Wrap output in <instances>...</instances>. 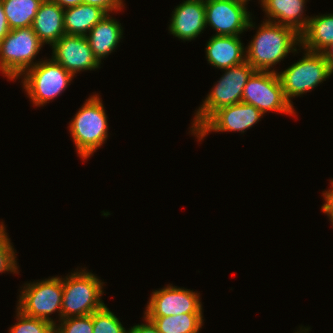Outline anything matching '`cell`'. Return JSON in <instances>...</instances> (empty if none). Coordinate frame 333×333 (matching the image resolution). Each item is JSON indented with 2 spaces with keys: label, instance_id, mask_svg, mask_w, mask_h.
<instances>
[{
  "label": "cell",
  "instance_id": "cell-28",
  "mask_svg": "<svg viewBox=\"0 0 333 333\" xmlns=\"http://www.w3.org/2000/svg\"><path fill=\"white\" fill-rule=\"evenodd\" d=\"M145 324H137L131 329H129V333H160L156 327V325L151 321L147 316L144 315Z\"/></svg>",
  "mask_w": 333,
  "mask_h": 333
},
{
  "label": "cell",
  "instance_id": "cell-4",
  "mask_svg": "<svg viewBox=\"0 0 333 333\" xmlns=\"http://www.w3.org/2000/svg\"><path fill=\"white\" fill-rule=\"evenodd\" d=\"M223 71L224 75L214 84L195 113L192 129L190 128L192 134L219 108L242 102L243 89L255 69L245 61Z\"/></svg>",
  "mask_w": 333,
  "mask_h": 333
},
{
  "label": "cell",
  "instance_id": "cell-24",
  "mask_svg": "<svg viewBox=\"0 0 333 333\" xmlns=\"http://www.w3.org/2000/svg\"><path fill=\"white\" fill-rule=\"evenodd\" d=\"M17 324L9 328V333H54V324L44 319L24 314L17 308Z\"/></svg>",
  "mask_w": 333,
  "mask_h": 333
},
{
  "label": "cell",
  "instance_id": "cell-16",
  "mask_svg": "<svg viewBox=\"0 0 333 333\" xmlns=\"http://www.w3.org/2000/svg\"><path fill=\"white\" fill-rule=\"evenodd\" d=\"M305 3V0H261L266 21L291 27L298 34L306 29L310 19L303 16Z\"/></svg>",
  "mask_w": 333,
  "mask_h": 333
},
{
  "label": "cell",
  "instance_id": "cell-32",
  "mask_svg": "<svg viewBox=\"0 0 333 333\" xmlns=\"http://www.w3.org/2000/svg\"><path fill=\"white\" fill-rule=\"evenodd\" d=\"M56 4H58L63 9L77 6L82 3V0H52Z\"/></svg>",
  "mask_w": 333,
  "mask_h": 333
},
{
  "label": "cell",
  "instance_id": "cell-20",
  "mask_svg": "<svg viewBox=\"0 0 333 333\" xmlns=\"http://www.w3.org/2000/svg\"><path fill=\"white\" fill-rule=\"evenodd\" d=\"M106 15L102 8L84 3L65 8V34L86 36Z\"/></svg>",
  "mask_w": 333,
  "mask_h": 333
},
{
  "label": "cell",
  "instance_id": "cell-27",
  "mask_svg": "<svg viewBox=\"0 0 333 333\" xmlns=\"http://www.w3.org/2000/svg\"><path fill=\"white\" fill-rule=\"evenodd\" d=\"M82 3L100 7L107 14L115 10L117 12L124 7L123 0H82Z\"/></svg>",
  "mask_w": 333,
  "mask_h": 333
},
{
  "label": "cell",
  "instance_id": "cell-18",
  "mask_svg": "<svg viewBox=\"0 0 333 333\" xmlns=\"http://www.w3.org/2000/svg\"><path fill=\"white\" fill-rule=\"evenodd\" d=\"M123 28L121 23L107 14L101 19L86 35L94 56L101 63L102 59L108 56L122 39Z\"/></svg>",
  "mask_w": 333,
  "mask_h": 333
},
{
  "label": "cell",
  "instance_id": "cell-30",
  "mask_svg": "<svg viewBox=\"0 0 333 333\" xmlns=\"http://www.w3.org/2000/svg\"><path fill=\"white\" fill-rule=\"evenodd\" d=\"M9 31L10 27L3 10L2 0H0V41L9 33Z\"/></svg>",
  "mask_w": 333,
  "mask_h": 333
},
{
  "label": "cell",
  "instance_id": "cell-21",
  "mask_svg": "<svg viewBox=\"0 0 333 333\" xmlns=\"http://www.w3.org/2000/svg\"><path fill=\"white\" fill-rule=\"evenodd\" d=\"M43 0H2L10 30L32 26Z\"/></svg>",
  "mask_w": 333,
  "mask_h": 333
},
{
  "label": "cell",
  "instance_id": "cell-15",
  "mask_svg": "<svg viewBox=\"0 0 333 333\" xmlns=\"http://www.w3.org/2000/svg\"><path fill=\"white\" fill-rule=\"evenodd\" d=\"M239 37L213 35L205 48L208 63L223 70L245 62L246 49Z\"/></svg>",
  "mask_w": 333,
  "mask_h": 333
},
{
  "label": "cell",
  "instance_id": "cell-11",
  "mask_svg": "<svg viewBox=\"0 0 333 333\" xmlns=\"http://www.w3.org/2000/svg\"><path fill=\"white\" fill-rule=\"evenodd\" d=\"M263 113L251 104L240 102L215 111L192 135L199 140L209 132L240 131L244 133L259 122Z\"/></svg>",
  "mask_w": 333,
  "mask_h": 333
},
{
  "label": "cell",
  "instance_id": "cell-26",
  "mask_svg": "<svg viewBox=\"0 0 333 333\" xmlns=\"http://www.w3.org/2000/svg\"><path fill=\"white\" fill-rule=\"evenodd\" d=\"M54 325V333H93L92 314L68 317Z\"/></svg>",
  "mask_w": 333,
  "mask_h": 333
},
{
  "label": "cell",
  "instance_id": "cell-10",
  "mask_svg": "<svg viewBox=\"0 0 333 333\" xmlns=\"http://www.w3.org/2000/svg\"><path fill=\"white\" fill-rule=\"evenodd\" d=\"M207 25L215 29L216 35L239 36L244 30L254 27L245 4L235 0H206Z\"/></svg>",
  "mask_w": 333,
  "mask_h": 333
},
{
  "label": "cell",
  "instance_id": "cell-22",
  "mask_svg": "<svg viewBox=\"0 0 333 333\" xmlns=\"http://www.w3.org/2000/svg\"><path fill=\"white\" fill-rule=\"evenodd\" d=\"M203 313H184L164 317H148L160 333H199Z\"/></svg>",
  "mask_w": 333,
  "mask_h": 333
},
{
  "label": "cell",
  "instance_id": "cell-23",
  "mask_svg": "<svg viewBox=\"0 0 333 333\" xmlns=\"http://www.w3.org/2000/svg\"><path fill=\"white\" fill-rule=\"evenodd\" d=\"M92 324L93 333H129L106 305L92 313Z\"/></svg>",
  "mask_w": 333,
  "mask_h": 333
},
{
  "label": "cell",
  "instance_id": "cell-5",
  "mask_svg": "<svg viewBox=\"0 0 333 333\" xmlns=\"http://www.w3.org/2000/svg\"><path fill=\"white\" fill-rule=\"evenodd\" d=\"M43 44L32 27L12 29L0 41V71L10 80L18 79L37 63L33 62Z\"/></svg>",
  "mask_w": 333,
  "mask_h": 333
},
{
  "label": "cell",
  "instance_id": "cell-33",
  "mask_svg": "<svg viewBox=\"0 0 333 333\" xmlns=\"http://www.w3.org/2000/svg\"><path fill=\"white\" fill-rule=\"evenodd\" d=\"M303 328H300V331L299 332H296V333H308L309 332V328L307 327V328H304L303 330H302ZM308 331V332H307Z\"/></svg>",
  "mask_w": 333,
  "mask_h": 333
},
{
  "label": "cell",
  "instance_id": "cell-1",
  "mask_svg": "<svg viewBox=\"0 0 333 333\" xmlns=\"http://www.w3.org/2000/svg\"><path fill=\"white\" fill-rule=\"evenodd\" d=\"M296 45L300 46V34L293 28L265 20L245 48L246 61L255 70L272 71L288 53L297 52Z\"/></svg>",
  "mask_w": 333,
  "mask_h": 333
},
{
  "label": "cell",
  "instance_id": "cell-8",
  "mask_svg": "<svg viewBox=\"0 0 333 333\" xmlns=\"http://www.w3.org/2000/svg\"><path fill=\"white\" fill-rule=\"evenodd\" d=\"M242 102L253 105L263 114L267 111L295 114L293 104L286 99L278 72L274 69L255 70L252 73L243 89Z\"/></svg>",
  "mask_w": 333,
  "mask_h": 333
},
{
  "label": "cell",
  "instance_id": "cell-19",
  "mask_svg": "<svg viewBox=\"0 0 333 333\" xmlns=\"http://www.w3.org/2000/svg\"><path fill=\"white\" fill-rule=\"evenodd\" d=\"M333 42V13L310 17L306 29L300 34V47L322 53Z\"/></svg>",
  "mask_w": 333,
  "mask_h": 333
},
{
  "label": "cell",
  "instance_id": "cell-25",
  "mask_svg": "<svg viewBox=\"0 0 333 333\" xmlns=\"http://www.w3.org/2000/svg\"><path fill=\"white\" fill-rule=\"evenodd\" d=\"M16 252H14V248L12 243L10 242V238H8V234L6 233V228L1 222L0 224V273H4L5 271H10L11 273H19L16 259Z\"/></svg>",
  "mask_w": 333,
  "mask_h": 333
},
{
  "label": "cell",
  "instance_id": "cell-2",
  "mask_svg": "<svg viewBox=\"0 0 333 333\" xmlns=\"http://www.w3.org/2000/svg\"><path fill=\"white\" fill-rule=\"evenodd\" d=\"M95 94L81 106L69 126L79 156L84 160L107 140L108 120L102 100Z\"/></svg>",
  "mask_w": 333,
  "mask_h": 333
},
{
  "label": "cell",
  "instance_id": "cell-14",
  "mask_svg": "<svg viewBox=\"0 0 333 333\" xmlns=\"http://www.w3.org/2000/svg\"><path fill=\"white\" fill-rule=\"evenodd\" d=\"M172 11L170 33L178 39L194 40L206 28L205 2L186 0Z\"/></svg>",
  "mask_w": 333,
  "mask_h": 333
},
{
  "label": "cell",
  "instance_id": "cell-6",
  "mask_svg": "<svg viewBox=\"0 0 333 333\" xmlns=\"http://www.w3.org/2000/svg\"><path fill=\"white\" fill-rule=\"evenodd\" d=\"M23 77V88L38 107L59 96L73 80V75L52 58L38 61Z\"/></svg>",
  "mask_w": 333,
  "mask_h": 333
},
{
  "label": "cell",
  "instance_id": "cell-7",
  "mask_svg": "<svg viewBox=\"0 0 333 333\" xmlns=\"http://www.w3.org/2000/svg\"><path fill=\"white\" fill-rule=\"evenodd\" d=\"M304 51L306 52L301 60L278 73L284 95L291 104L292 97L309 92L331 75L328 62L322 53Z\"/></svg>",
  "mask_w": 333,
  "mask_h": 333
},
{
  "label": "cell",
  "instance_id": "cell-3",
  "mask_svg": "<svg viewBox=\"0 0 333 333\" xmlns=\"http://www.w3.org/2000/svg\"><path fill=\"white\" fill-rule=\"evenodd\" d=\"M77 270L63 278L62 319L91 315L105 305L104 282L86 269Z\"/></svg>",
  "mask_w": 333,
  "mask_h": 333
},
{
  "label": "cell",
  "instance_id": "cell-9",
  "mask_svg": "<svg viewBox=\"0 0 333 333\" xmlns=\"http://www.w3.org/2000/svg\"><path fill=\"white\" fill-rule=\"evenodd\" d=\"M20 292L17 308L24 314L47 320L55 325L56 322L49 316L57 311L60 316L59 320L62 319V277L57 276L39 282L26 283Z\"/></svg>",
  "mask_w": 333,
  "mask_h": 333
},
{
  "label": "cell",
  "instance_id": "cell-29",
  "mask_svg": "<svg viewBox=\"0 0 333 333\" xmlns=\"http://www.w3.org/2000/svg\"><path fill=\"white\" fill-rule=\"evenodd\" d=\"M325 203L322 205V212L329 216V220L333 224V184L331 189L323 192Z\"/></svg>",
  "mask_w": 333,
  "mask_h": 333
},
{
  "label": "cell",
  "instance_id": "cell-34",
  "mask_svg": "<svg viewBox=\"0 0 333 333\" xmlns=\"http://www.w3.org/2000/svg\"><path fill=\"white\" fill-rule=\"evenodd\" d=\"M235 1L248 5L247 2L250 0H235ZM259 1H261V0H259Z\"/></svg>",
  "mask_w": 333,
  "mask_h": 333
},
{
  "label": "cell",
  "instance_id": "cell-13",
  "mask_svg": "<svg viewBox=\"0 0 333 333\" xmlns=\"http://www.w3.org/2000/svg\"><path fill=\"white\" fill-rule=\"evenodd\" d=\"M52 49V59L73 76L80 71L97 69L101 65L86 36L64 34L52 45Z\"/></svg>",
  "mask_w": 333,
  "mask_h": 333
},
{
  "label": "cell",
  "instance_id": "cell-17",
  "mask_svg": "<svg viewBox=\"0 0 333 333\" xmlns=\"http://www.w3.org/2000/svg\"><path fill=\"white\" fill-rule=\"evenodd\" d=\"M31 27L43 44L52 46L65 34L64 9L52 0H43Z\"/></svg>",
  "mask_w": 333,
  "mask_h": 333
},
{
  "label": "cell",
  "instance_id": "cell-31",
  "mask_svg": "<svg viewBox=\"0 0 333 333\" xmlns=\"http://www.w3.org/2000/svg\"><path fill=\"white\" fill-rule=\"evenodd\" d=\"M326 58L331 74H333V42L322 52Z\"/></svg>",
  "mask_w": 333,
  "mask_h": 333
},
{
  "label": "cell",
  "instance_id": "cell-12",
  "mask_svg": "<svg viewBox=\"0 0 333 333\" xmlns=\"http://www.w3.org/2000/svg\"><path fill=\"white\" fill-rule=\"evenodd\" d=\"M152 293L144 312L147 317L202 313L199 293L193 290L168 285Z\"/></svg>",
  "mask_w": 333,
  "mask_h": 333
}]
</instances>
